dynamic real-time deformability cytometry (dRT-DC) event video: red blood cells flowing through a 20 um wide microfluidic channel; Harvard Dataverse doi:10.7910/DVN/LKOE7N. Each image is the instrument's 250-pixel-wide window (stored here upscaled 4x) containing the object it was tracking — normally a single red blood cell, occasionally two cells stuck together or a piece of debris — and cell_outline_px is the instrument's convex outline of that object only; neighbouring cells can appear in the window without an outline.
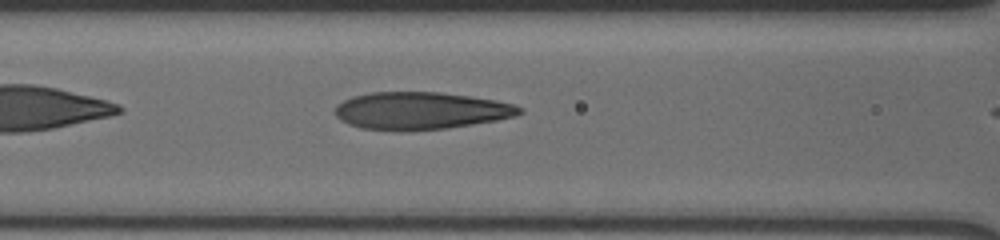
{"species": "human", "species_latin": "Homo sapiens", "temperature_condition": "cold", "stored_images_in_passage": 12, "camera_frame_rate_fps": 3000, "um_per_image_px": 0.085, "donor": {"sex": "male"}, "frame": {"image": 1, "passage_image": 7, "time_ms": 2.0, "image_size_px": [1000, 240], "cell_outline_px": [[524, 112], [516, 116], [496, 120], [448, 128], [408, 132], [360, 128], [348, 124], [340, 120], [332, 112], [336, 104], [352, 96], [372, 92], [440, 92], [496, 100], [512, 104], [520, 108]], "centroid_in_image_um": [35.69, 9.42], "position_along_channel_um": 130.9, "area_um2": 40.58}}